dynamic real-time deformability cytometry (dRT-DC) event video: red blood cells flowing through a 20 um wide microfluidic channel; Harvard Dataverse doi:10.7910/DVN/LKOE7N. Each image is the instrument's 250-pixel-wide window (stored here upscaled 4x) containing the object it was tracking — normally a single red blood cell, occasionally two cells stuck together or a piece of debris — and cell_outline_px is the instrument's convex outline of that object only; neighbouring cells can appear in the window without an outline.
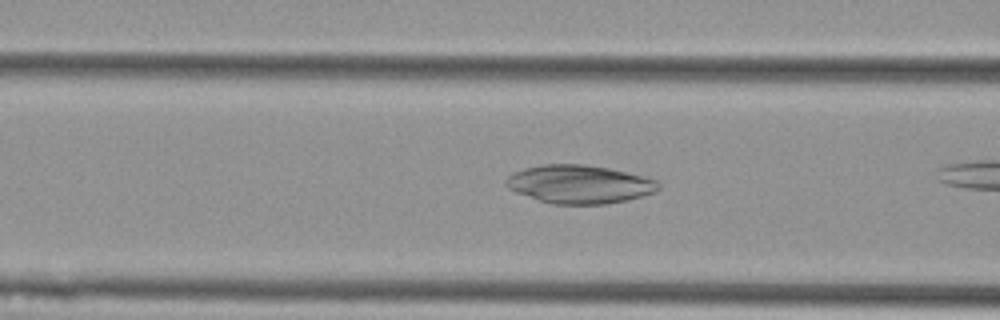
{"species": "Egyptian fruit bat (a non-hibernating species)", "species_latin": "Rousettus aegyptiacus", "temperature_condition": "cold", "stored_images_in_passage": 15, "camera_frame_rate_fps": 3000, "um_per_image_px": 0.085, "animal": {"sex": "female"}, "frame": {"image": 1, "passage_image": 9, "time_ms": 2.667, "image_size_px": [1000, 320], "cell_outline_px": [[660, 188], [656, 192], [628, 200], [604, 204], [552, 204], [516, 192], [508, 188], [504, 184], [504, 180], [508, 176], [524, 168], [540, 164], [584, 164], [608, 168], [644, 176], [656, 180], [660, 184]], "centroid_in_image_um": [49.26, 15.66], "position_along_channel_um": 117.3, "area_um2": 34.1}}